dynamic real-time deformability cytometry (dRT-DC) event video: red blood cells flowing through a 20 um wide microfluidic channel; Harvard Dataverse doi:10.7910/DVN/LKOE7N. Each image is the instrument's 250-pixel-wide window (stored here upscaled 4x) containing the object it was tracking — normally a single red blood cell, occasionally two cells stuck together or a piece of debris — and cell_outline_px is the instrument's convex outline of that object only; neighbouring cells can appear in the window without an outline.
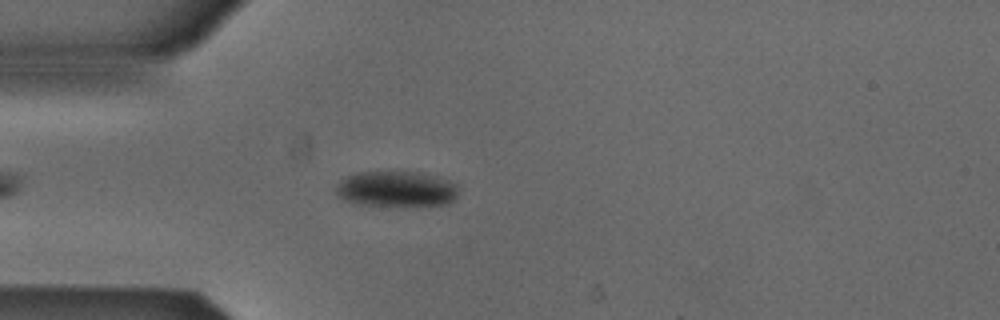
{"species": "Egyptian fruit bat (a non-hibernating species)", "species_latin": "Rousettus aegyptiacus", "temperature_condition": "cold", "stored_images_in_passage": 4, "camera_frame_rate_fps": 3000, "um_per_image_px": 0.085, "animal": {"sex": "male"}, "frame": {"image": 1, "passage_image": 4, "time_ms": 1.0, "image_size_px": [1000, 320], "cell_outline_px": [[460, 188], [456, 196], [448, 204], [400, 208], [352, 204], [336, 196], [336, 184], [344, 176], [356, 172], [424, 172], [460, 184]], "centroid_in_image_um": [33.68, 16.1], "position_along_channel_um": 51.3, "area_um2": 26.82}}